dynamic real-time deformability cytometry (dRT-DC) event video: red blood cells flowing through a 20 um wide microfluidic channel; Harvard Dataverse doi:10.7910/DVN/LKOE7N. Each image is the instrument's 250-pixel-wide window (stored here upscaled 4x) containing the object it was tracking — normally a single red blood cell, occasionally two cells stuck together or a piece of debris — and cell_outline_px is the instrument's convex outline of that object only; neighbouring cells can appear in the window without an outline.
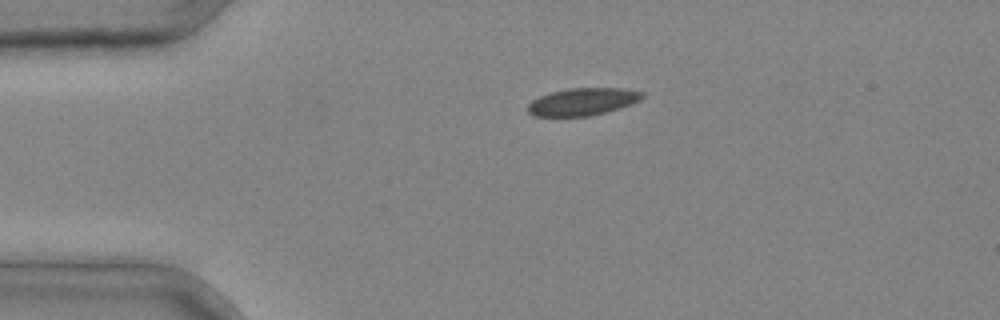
{"species": "common noctule bat (a hibernating species)", "species_latin": "Nyctalus noctula", "temperature_condition": "cold", "stored_images_in_passage": 3, "camera_frame_rate_fps": 3000, "um_per_image_px": 0.085, "animal": {"sex": "male", "body_mass_g": 20.4}, "frame": {"image": 1, "passage_image": 1, "time_ms": 0.0, "image_size_px": [1000, 320], "cell_outline_px": [[644, 96], [640, 100], [632, 104], [604, 112], [588, 116], [532, 116], [528, 112], [528, 104], [532, 100], [540, 96], [552, 92], [568, 88], [624, 88], [644, 92]], "centroid_in_image_um": [49.53, 8.64], "position_along_channel_um": 35.5, "area_um2": 18.21}}
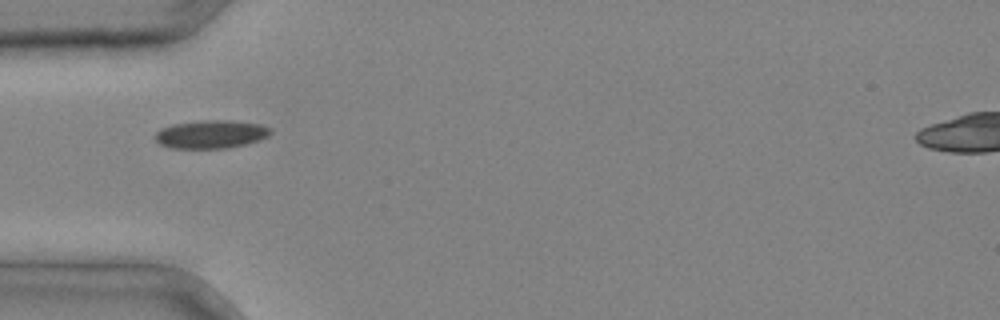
{"frame": {"image": 2, "passage_image": 2, "time_ms": 0.333, "image_size_px": [1000, 320], "cell_outline_px": [[272, 132], [268, 136], [260, 140], [228, 148], [168, 148], [160, 144], [152, 136], [160, 128], [172, 124], [204, 120], [232, 120], [260, 124], [272, 128]], "centroid_in_image_um": [17.92, 11.4], "position_along_channel_um": 67.1, "area_um2": 19.19}}